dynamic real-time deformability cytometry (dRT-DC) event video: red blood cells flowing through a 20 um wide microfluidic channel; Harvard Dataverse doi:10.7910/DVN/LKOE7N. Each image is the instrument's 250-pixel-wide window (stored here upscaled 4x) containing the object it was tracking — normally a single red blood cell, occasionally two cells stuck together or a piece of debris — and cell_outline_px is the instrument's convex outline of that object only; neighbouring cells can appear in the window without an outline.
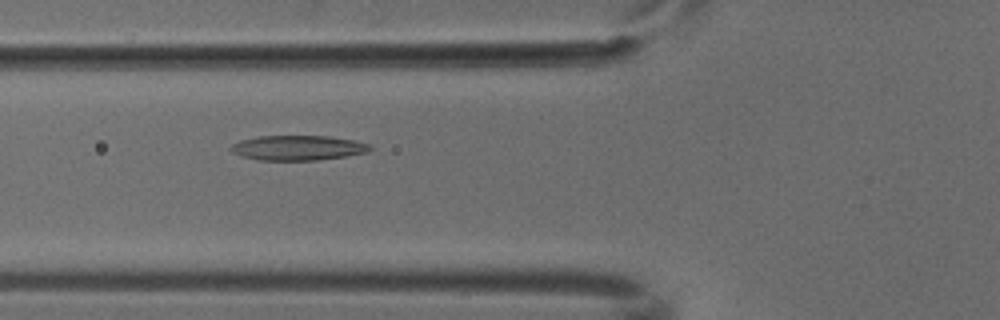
{"species": "common noctule bat (a hibernating species)", "species_latin": "Nyctalus noctula", "temperature_condition": "cold", "stored_images_in_passage": 4, "camera_frame_rate_fps": 3000, "um_per_image_px": 0.085, "animal": {"sex": "male", "body_mass_g": 18.8}, "frame": {"image": 1, "passage_image": 3, "time_ms": 0.667, "image_size_px": [1000, 320], "cell_outline_px": [[372, 148], [368, 152], [348, 156], [316, 160], [260, 160], [244, 156], [232, 152], [228, 148], [232, 144], [240, 140], [260, 136], [328, 136], [352, 140], [368, 144]], "centroid_in_image_um": [25.31, 12.56], "position_along_channel_um": 100.5, "area_um2": 20.06}}
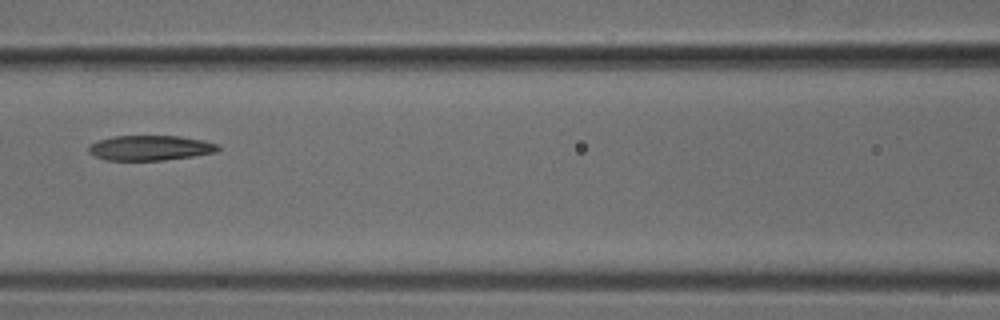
{"frame": {"image": 2, "passage_image": 4, "time_ms": 1.0, "image_size_px": [1000, 320], "cell_outline_px": [[220, 148], [216, 152], [192, 156], [164, 160], [104, 160], [88, 152], [88, 144], [112, 136], [180, 136], [204, 140], [220, 144]], "centroid_in_image_um": [12.77, 12.56], "position_along_channel_um": 153.8, "area_um2": 18.96}}